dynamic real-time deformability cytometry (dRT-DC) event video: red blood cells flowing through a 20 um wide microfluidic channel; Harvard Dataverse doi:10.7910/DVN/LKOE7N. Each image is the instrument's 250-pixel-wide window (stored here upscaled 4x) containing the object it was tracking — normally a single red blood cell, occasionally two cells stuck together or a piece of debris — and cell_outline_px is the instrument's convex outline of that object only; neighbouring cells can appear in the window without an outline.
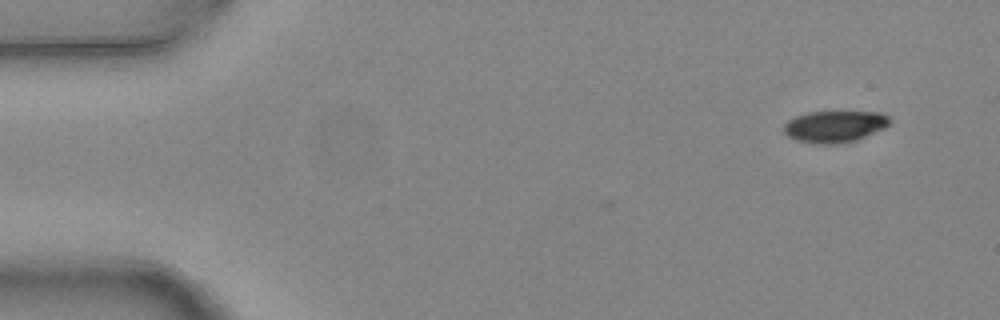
{"species": "common noctule bat (a hibernating species)", "species_latin": "Nyctalus noctula", "temperature_condition": "warm", "stored_images_in_passage": 5, "camera_frame_rate_fps": 3000, "um_per_image_px": 0.085, "animal": {"sex": "female", "body_mass_g": 24.6, "forearm_length_mm": 56.2}, "frame": {"image": 1, "passage_image": 1, "time_ms": 0.0, "image_size_px": [1000, 320], "cell_outline_px": [[892, 120], [884, 128], [856, 140], [832, 144], [820, 144], [796, 140], [788, 136], [784, 132], [784, 124], [788, 120], [796, 116], [808, 112], [884, 112]], "centroid_in_image_um": [70.95, 10.74], "position_along_channel_um": 14.0, "area_um2": 19.42}}
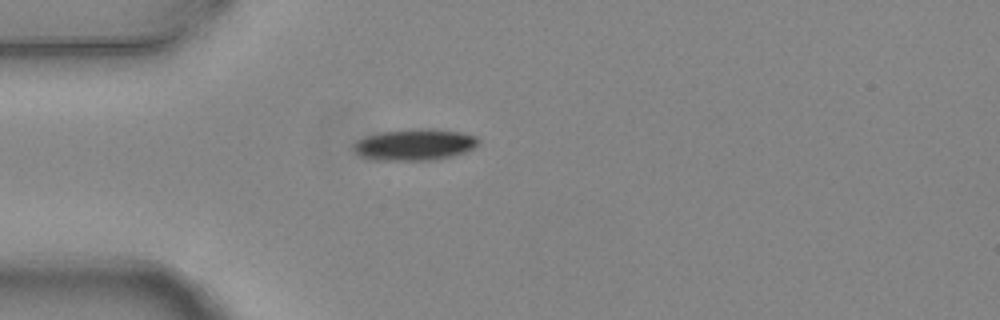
{"frame": {"image": 2, "passage_image": 4, "time_ms": 1.0, "image_size_px": [1000, 320], "cell_outline_px": [[480, 144], [464, 152], [452, 156], [432, 160], [372, 160], [360, 156], [352, 148], [352, 144], [356, 140], [364, 136], [380, 132], [420, 128], [428, 128], [460, 132], [476, 136], [480, 140]], "centroid_in_image_um": [35.21, 12.29], "position_along_channel_um": 49.8, "area_um2": 23.06}}